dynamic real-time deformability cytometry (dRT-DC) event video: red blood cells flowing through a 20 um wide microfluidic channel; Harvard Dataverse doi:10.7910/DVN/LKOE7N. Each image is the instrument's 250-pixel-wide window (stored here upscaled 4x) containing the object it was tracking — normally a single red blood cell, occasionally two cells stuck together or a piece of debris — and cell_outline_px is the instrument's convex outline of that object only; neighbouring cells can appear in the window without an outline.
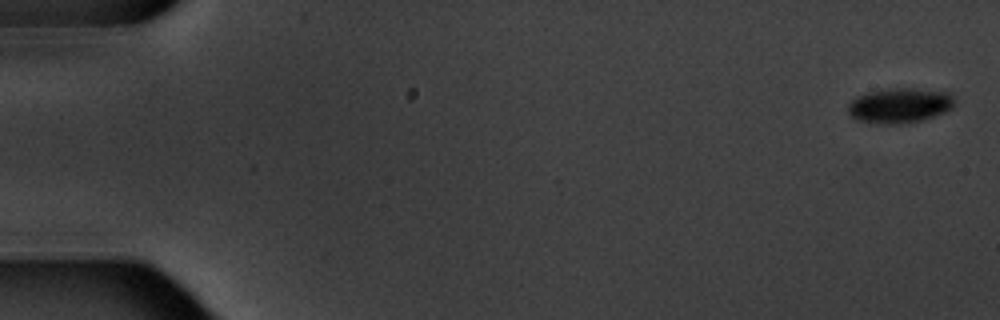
{"species": "common noctule bat (a hibernating species)", "species_latin": "Nyctalus noctula", "temperature_condition": "warm", "stored_images_in_passage": 5, "camera_frame_rate_fps": 3000, "um_per_image_px": 0.085, "animal": {"sex": "male", "body_mass_g": 20.1, "forearm_length_mm": 53.5}, "frame": {"image": 1, "passage_image": 1, "time_ms": 0.0, "image_size_px": [1000, 320], "cell_outline_px": [[956, 104], [952, 108], [944, 112], [920, 120], [900, 124], [888, 124], [856, 120], [848, 112], [848, 104], [856, 96], [868, 92], [896, 88], [908, 88], [948, 92], [952, 96]], "centroid_in_image_um": [76.47, 8.96], "position_along_channel_um": 8.5, "area_um2": 21.44}}
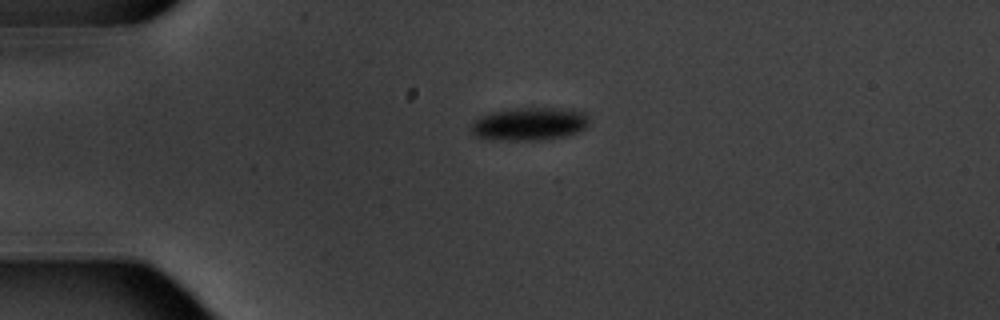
{"frame": {"image": 2, "passage_image": 4, "time_ms": 4.333, "image_size_px": [1000, 320], "cell_outline_px": [[588, 128], [568, 136], [540, 140], [484, 140], [476, 136], [468, 128], [480, 116], [488, 112], [512, 108], [572, 108], [584, 112], [588, 116]], "centroid_in_image_um": [45.0, 10.53], "position_along_channel_um": 40.0, "area_um2": 23.35}}